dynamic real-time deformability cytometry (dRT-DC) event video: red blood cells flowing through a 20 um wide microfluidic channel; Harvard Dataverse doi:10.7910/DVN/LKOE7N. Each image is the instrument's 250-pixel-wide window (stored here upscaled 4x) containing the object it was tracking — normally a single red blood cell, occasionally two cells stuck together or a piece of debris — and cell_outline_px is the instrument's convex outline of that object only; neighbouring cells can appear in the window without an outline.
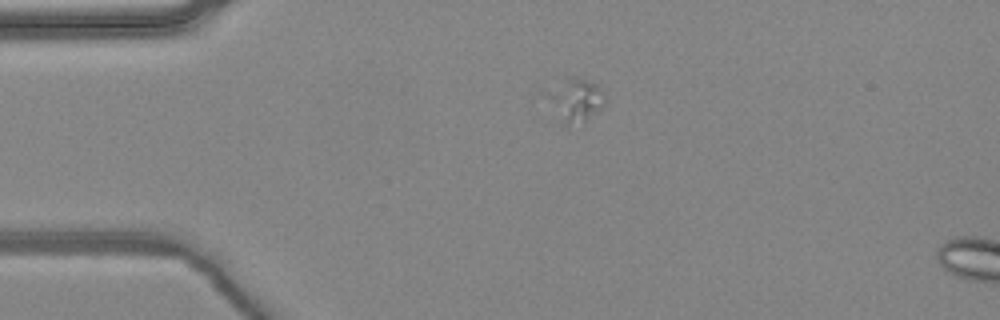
{"species": "common noctule bat (a hibernating species)", "species_latin": "Nyctalus noctula", "temperature_condition": "warm", "stored_images_in_passage": 5, "camera_frame_rate_fps": 3000, "um_per_image_px": 0.085, "animal": {"sex": "female", "body_mass_g": 24.6, "forearm_length_mm": 56.2}, "frame": {"image": 1, "passage_image": 4, "time_ms": 1.0, "image_size_px": [1000, 320], "cell_outline_px": [[608, 100], [600, 108], [584, 120], [568, 128], [564, 124], [540, 92], [568, 76], [576, 76], [596, 84], [600, 88]], "centroid_in_image_um": [48.82, 8.45], "position_along_channel_um": 36.2, "area_um2": 15.03}}